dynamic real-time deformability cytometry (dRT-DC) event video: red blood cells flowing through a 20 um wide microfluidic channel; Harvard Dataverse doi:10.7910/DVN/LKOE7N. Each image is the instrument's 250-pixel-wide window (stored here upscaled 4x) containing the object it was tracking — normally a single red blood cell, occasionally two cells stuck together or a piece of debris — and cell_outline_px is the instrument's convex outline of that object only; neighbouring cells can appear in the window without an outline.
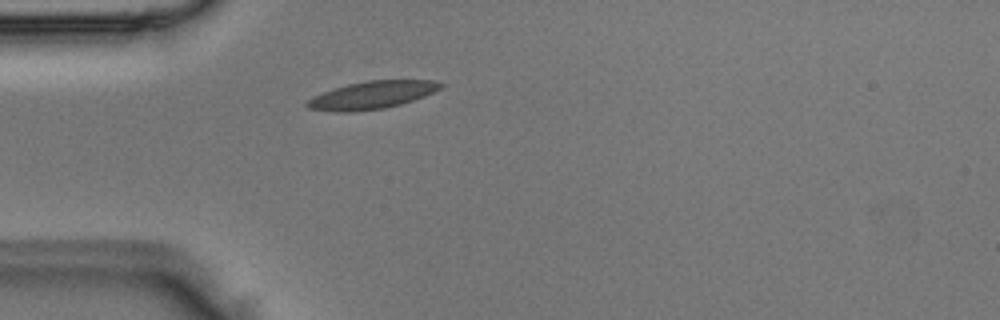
{"species": "Egyptian fruit bat (a non-hibernating species)", "species_latin": "Rousettus aegyptiacus", "temperature_condition": "room temperature", "stored_images_in_passage": 3, "camera_frame_rate_fps": 3000, "um_per_image_px": 0.085, "animal": {"sex": "male"}, "frame": {"image": 1, "passage_image": 3, "time_ms": 0.667, "image_size_px": [1000, 320], "cell_outline_px": [[444, 84], [440, 88], [424, 96], [400, 104], [384, 108], [352, 112], [340, 112], [308, 108], [304, 104], [312, 96], [332, 88], [348, 84], [368, 80], [432, 80]], "centroid_in_image_um": [31.56, 8.07], "position_along_channel_um": 53.4, "area_um2": 21.39}}